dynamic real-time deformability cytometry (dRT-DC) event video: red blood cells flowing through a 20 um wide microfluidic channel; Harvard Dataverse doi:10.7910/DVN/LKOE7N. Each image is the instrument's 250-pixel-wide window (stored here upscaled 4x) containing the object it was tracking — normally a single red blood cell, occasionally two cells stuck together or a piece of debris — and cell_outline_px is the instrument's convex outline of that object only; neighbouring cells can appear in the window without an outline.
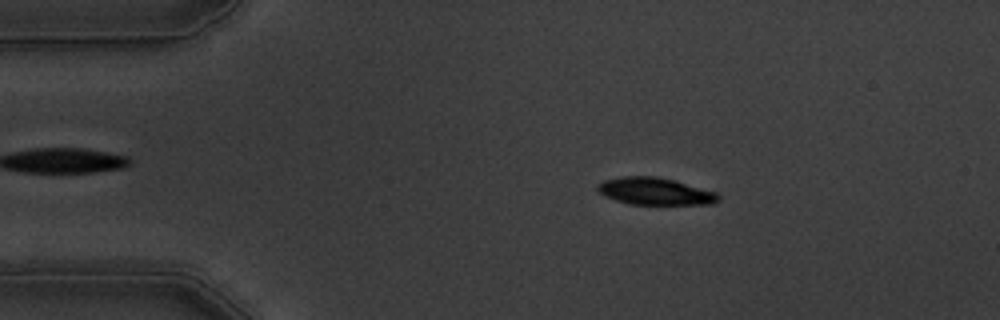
{"species": "common noctule bat (a hibernating species)", "species_latin": "Nyctalus noctula", "temperature_condition": "warm", "stored_images_in_passage": 55, "camera_frame_rate_fps": 3000, "um_per_image_px": 0.085, "animal": {"sex": "male", "body_mass_g": 19.5, "forearm_length_mm": 54.6}, "frame": {"image": 1, "passage_image": 9, "time_ms": 2.667, "image_size_px": [1000, 320], "cell_outline_px": [[720, 200], [712, 204], [628, 204], [604, 196], [596, 188], [604, 180], [624, 176], [656, 176], [672, 180], [716, 192], [720, 196]], "centroid_in_image_um": [55.68, 16.27], "position_along_channel_um": 29.3, "area_um2": 18.9}}
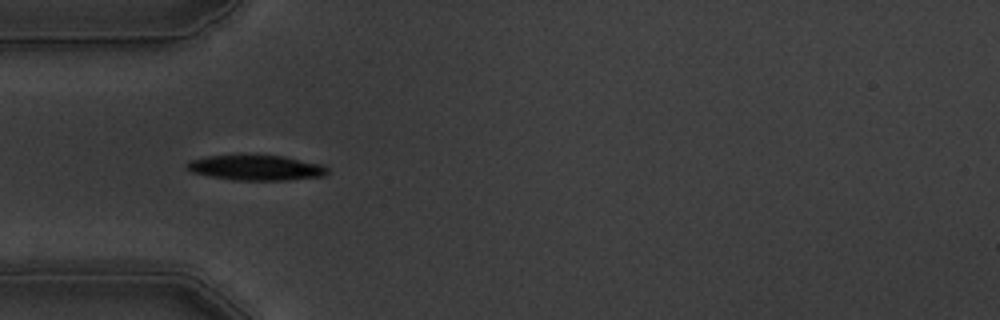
{"frame": {"image": 2, "passage_image": 16, "time_ms": 5.0, "image_size_px": [1000, 320], "cell_outline_px": [[328, 172], [324, 176], [284, 180], [232, 180], [192, 172], [184, 168], [184, 164], [188, 160], [204, 156], [284, 156], [324, 164], [328, 168]], "centroid_in_image_um": [21.75, 14.26], "position_along_channel_um": 63.3, "area_um2": 20.63}}
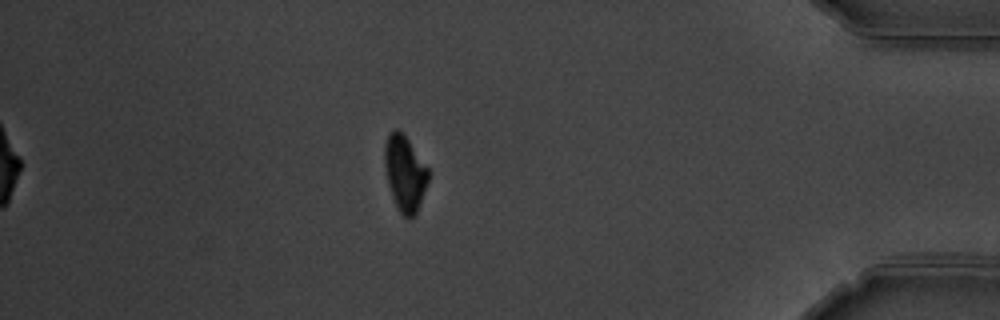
{"frame": {"image": 3, "passage_image": 48, "time_ms": 15.667, "image_size_px": [1000, 320], "cell_outline_px": [[428, 180], [416, 212], [412, 216], [404, 216], [400, 212], [396, 204], [388, 184], [384, 164], [384, 144], [388, 136], [396, 128], [404, 132], [428, 168]], "centroid_in_image_um": [34.4, 14.65], "position_along_channel_um": 400.8, "area_um2": 18.9}, "authors_computed_cell_mechanics": {"area_um2": 20.3456, "velocity_mm_per_s": 3.5637, "shape_relaxation_time_tau1_ms": 3.6084, "shape_relaxation_time_tau2_ms": 10.5196, "deformation_change_tau1": 0.168, "deformation_change_tau2": 0.116}}